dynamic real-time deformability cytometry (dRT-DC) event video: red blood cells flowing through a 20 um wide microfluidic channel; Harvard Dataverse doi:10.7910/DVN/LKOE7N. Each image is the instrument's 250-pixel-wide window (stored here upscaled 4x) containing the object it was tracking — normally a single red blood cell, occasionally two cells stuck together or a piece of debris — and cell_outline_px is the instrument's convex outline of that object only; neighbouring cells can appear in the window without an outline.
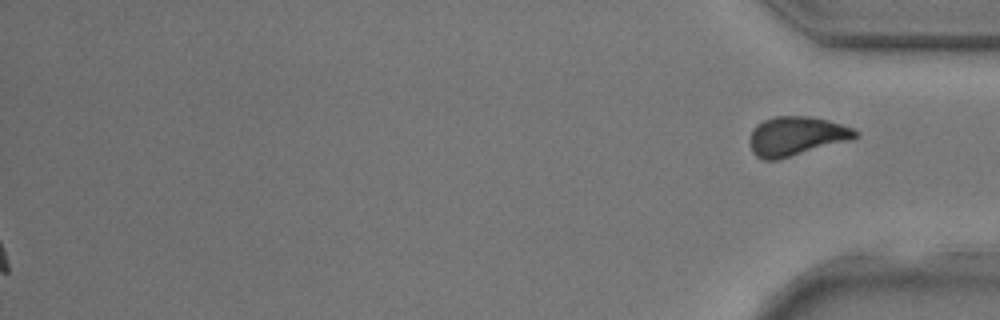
{"species": "common noctule bat (a hibernating species)", "species_latin": "Nyctalus noctula", "temperature_condition": "room temperature", "stored_images_in_passage": 29, "segment_of_instrument_passage": [2, 2], "camera_frame_rate_fps": 3000, "um_per_image_px": 0.085, "animal": {"sex": "male", "body_mass_g": 17.9, "forearm_length_mm": 54.2}, "frame": {"image": 1, "passage_image": 29, "time_ms": 9.333, "image_size_px": [1000, 320], "cell_outline_px": [[860, 132], [852, 140], [776, 160], [764, 160], [756, 156], [752, 152], [748, 144], [748, 140], [756, 124], [764, 120], [776, 116], [808, 116], [828, 120], [852, 128]], "centroid_in_image_um": [67.66, 11.58], "position_along_channel_um": 367.5, "area_um2": 24.16}}